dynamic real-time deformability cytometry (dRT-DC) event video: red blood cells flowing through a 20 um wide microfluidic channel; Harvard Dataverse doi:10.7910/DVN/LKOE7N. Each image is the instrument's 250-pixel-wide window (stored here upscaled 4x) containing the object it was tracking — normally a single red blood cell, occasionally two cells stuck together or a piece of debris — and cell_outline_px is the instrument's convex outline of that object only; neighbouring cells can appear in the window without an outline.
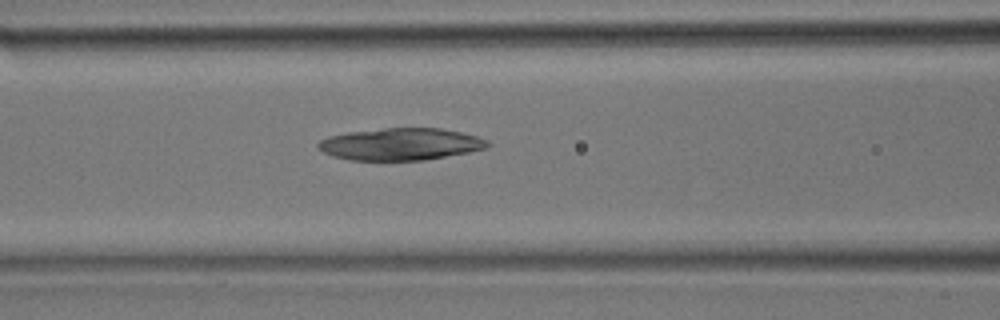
{"species": "common noctule bat (a hibernating species)", "species_latin": "Nyctalus noctula", "temperature_condition": "room temperature", "stored_images_in_passage": 32, "camera_frame_rate_fps": 3000, "um_per_image_px": 0.085, "animal": {"sex": "male", "body_mass_g": 17.9}, "frame": {"image": 1, "passage_image": 13, "time_ms": 4.0, "image_size_px": [1000, 320], "cell_outline_px": [[492, 144], [488, 148], [468, 152], [424, 160], [352, 160], [332, 156], [316, 148], [316, 144], [320, 140], [328, 136], [348, 132], [384, 128], [440, 128], [460, 132], [476, 136], [488, 140]], "centroid_in_image_um": [34.04, 12.25], "position_along_channel_um": 132.6, "area_um2": 31.73}}
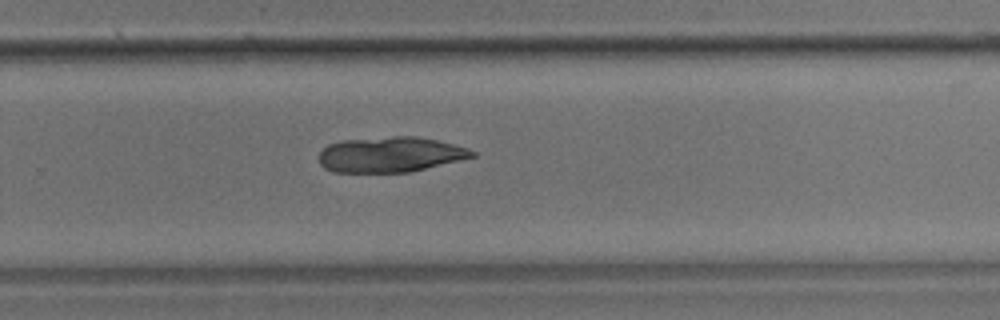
{"frame": {"image": 2, "passage_image": 21, "time_ms": 6.667, "image_size_px": [1000, 320], "cell_outline_px": [[476, 156], [460, 160], [408, 172], [332, 172], [324, 168], [320, 164], [320, 152], [328, 144], [340, 140], [396, 136], [416, 136], [436, 140], [468, 148], [476, 152]], "centroid_in_image_um": [33.15, 13.13], "position_along_channel_um": 296.6, "area_um2": 31.44}}
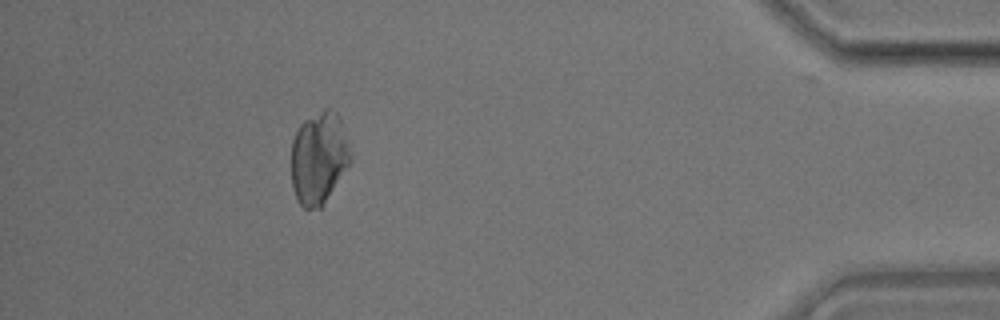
{"frame": {"image": 3, "passage_image": 29, "time_ms": 9.333, "image_size_px": [1000, 320], "cell_outline_px": [[352, 156], [348, 164], [320, 208], [304, 208], [296, 200], [292, 188], [292, 140], [300, 124], [304, 120], [324, 108], [332, 108], [340, 116], [352, 152]], "centroid_in_image_um": [27.1, 13.37], "position_along_channel_um": 408.1, "area_um2": 31.73}}